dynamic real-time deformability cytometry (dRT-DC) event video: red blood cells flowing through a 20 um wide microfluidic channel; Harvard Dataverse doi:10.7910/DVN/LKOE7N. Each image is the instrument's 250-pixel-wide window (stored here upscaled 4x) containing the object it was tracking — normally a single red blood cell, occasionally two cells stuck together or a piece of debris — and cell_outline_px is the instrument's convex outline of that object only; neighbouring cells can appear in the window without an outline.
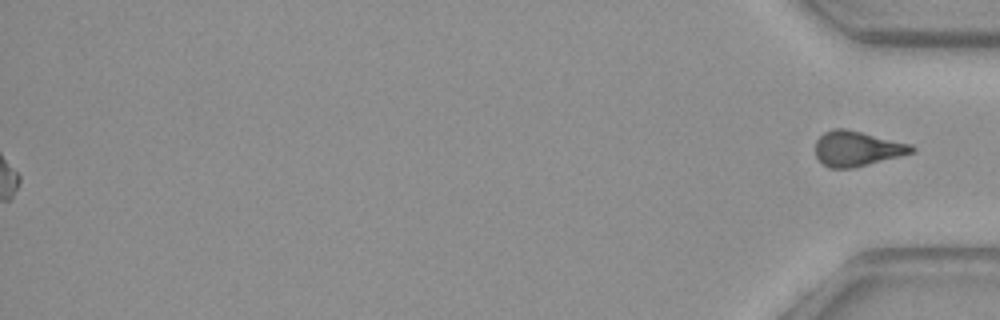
{"species": "common noctule bat (a hibernating species)", "species_latin": "Nyctalus noctula", "temperature_condition": "warm", "stored_images_in_passage": 49, "camera_frame_rate_fps": 3000, "um_per_image_px": 0.085, "animal": {"sex": "female", "body_mass_g": 29.2, "forearm_length_mm": 56.3}, "frame": {"image": 1, "passage_image": 49, "time_ms": 16.0, "image_size_px": [1000, 320], "cell_outline_px": [[916, 152], [852, 168], [828, 168], [816, 156], [816, 140], [824, 132], [832, 128], [844, 128], [912, 144], [916, 148]], "centroid_in_image_um": [72.86, 12.62], "position_along_channel_um": 362.3, "area_um2": 19.65}}